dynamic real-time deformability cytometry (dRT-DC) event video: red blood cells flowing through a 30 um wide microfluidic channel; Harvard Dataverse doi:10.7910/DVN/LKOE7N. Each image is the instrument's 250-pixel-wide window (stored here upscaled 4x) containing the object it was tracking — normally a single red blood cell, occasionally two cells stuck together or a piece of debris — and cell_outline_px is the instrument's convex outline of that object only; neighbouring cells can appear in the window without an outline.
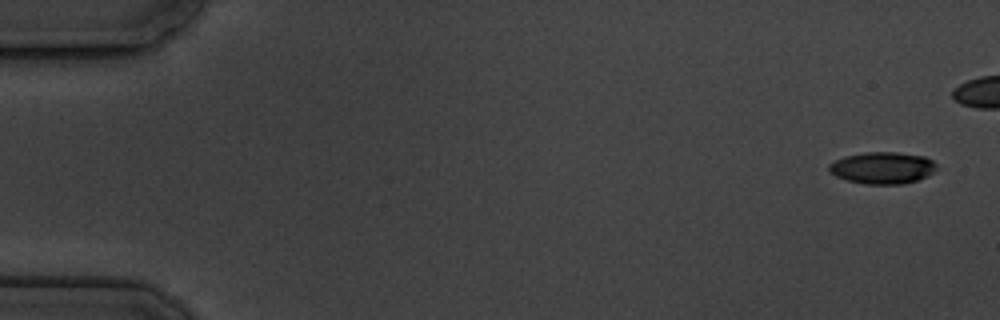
{"species": "common noctule bat (a hibernating species)", "species_latin": "Nyctalus noctula", "temperature_condition": "cold", "stored_images_in_passage": 10, "camera_frame_rate_fps": 3000, "um_per_image_px": 0.085, "animal": {"sex": "male", "body_mass_g": 19.5, "forearm_length_mm": 54.6}, "frame": {"image": 1, "passage_image": 1, "time_ms": 0.0, "image_size_px": [1000, 320], "cell_outline_px": [[936, 168], [928, 176], [916, 180], [900, 184], [864, 184], [848, 180], [836, 176], [828, 172], [828, 164], [844, 156], [864, 152], [896, 152], [924, 156], [932, 160], [936, 164]], "centroid_in_image_um": [74.98, 14.26], "position_along_channel_um": 10.0, "area_um2": 19.94}}
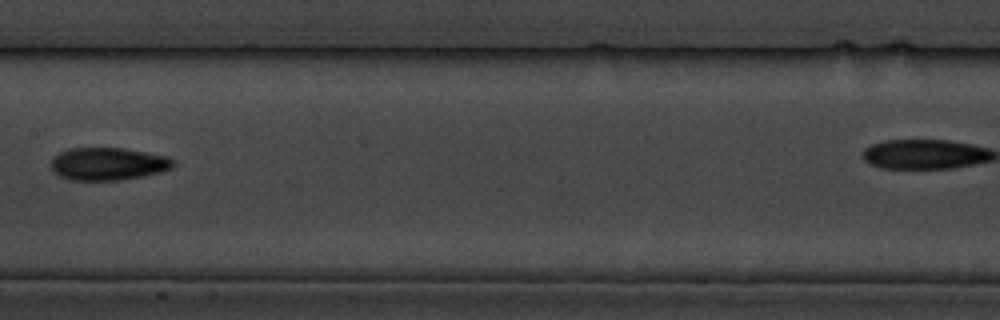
{"frame": {"image": 2, "passage_image": 9, "time_ms": 9.333, "image_size_px": [1000, 320], "cell_outline_px": [[176, 164], [172, 168], [160, 172], [120, 180], [68, 180], [52, 172], [52, 160], [60, 152], [68, 148], [124, 148], [148, 152], [168, 156], [176, 160]], "centroid_in_image_um": [9.22, 13.92], "position_along_channel_um": 198.2, "area_um2": 23.41}}